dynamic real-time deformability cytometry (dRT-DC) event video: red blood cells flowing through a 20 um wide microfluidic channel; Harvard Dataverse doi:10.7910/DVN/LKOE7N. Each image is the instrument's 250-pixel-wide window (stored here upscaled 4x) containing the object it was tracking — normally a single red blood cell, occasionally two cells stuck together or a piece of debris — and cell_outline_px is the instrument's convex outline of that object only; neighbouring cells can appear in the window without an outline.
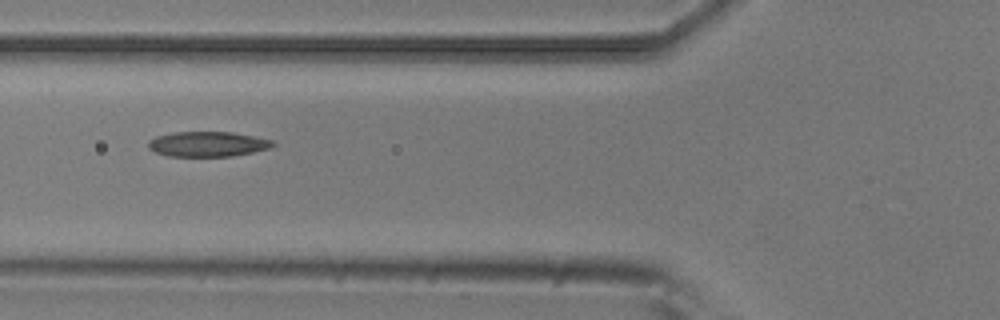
{"species": "common noctule bat (a hibernating species)", "species_latin": "Nyctalus noctula", "temperature_condition": "room temperature", "stored_images_in_passage": 6, "camera_frame_rate_fps": 3000, "um_per_image_px": 0.085, "animal": {"sex": "male", "body_mass_g": 20.5, "forearm_length_mm": 52.5}, "frame": {"image": 1, "passage_image": 6, "time_ms": 1.667, "image_size_px": [1000, 320], "cell_outline_px": [[276, 144], [268, 148], [252, 152], [232, 156], [168, 156], [156, 152], [148, 148], [148, 140], [156, 136], [172, 132], [232, 132], [272, 140]], "centroid_in_image_um": [17.61, 12.24], "position_along_channel_um": 108.2, "area_um2": 18.09}}